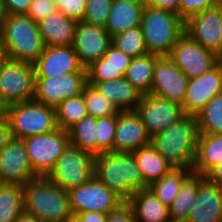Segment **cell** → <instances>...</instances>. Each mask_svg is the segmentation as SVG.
<instances>
[{
    "mask_svg": "<svg viewBox=\"0 0 222 222\" xmlns=\"http://www.w3.org/2000/svg\"><path fill=\"white\" fill-rule=\"evenodd\" d=\"M94 176L124 202L148 188L133 154L112 151L95 155Z\"/></svg>",
    "mask_w": 222,
    "mask_h": 222,
    "instance_id": "1",
    "label": "cell"
},
{
    "mask_svg": "<svg viewBox=\"0 0 222 222\" xmlns=\"http://www.w3.org/2000/svg\"><path fill=\"white\" fill-rule=\"evenodd\" d=\"M198 135L196 116L185 115L171 127L152 135L150 144L173 168L191 169Z\"/></svg>",
    "mask_w": 222,
    "mask_h": 222,
    "instance_id": "2",
    "label": "cell"
},
{
    "mask_svg": "<svg viewBox=\"0 0 222 222\" xmlns=\"http://www.w3.org/2000/svg\"><path fill=\"white\" fill-rule=\"evenodd\" d=\"M24 213L42 222H70L74 218L68 192L47 177H37L23 186Z\"/></svg>",
    "mask_w": 222,
    "mask_h": 222,
    "instance_id": "3",
    "label": "cell"
},
{
    "mask_svg": "<svg viewBox=\"0 0 222 222\" xmlns=\"http://www.w3.org/2000/svg\"><path fill=\"white\" fill-rule=\"evenodd\" d=\"M0 32L7 59L33 64L44 52L38 22L27 15H7Z\"/></svg>",
    "mask_w": 222,
    "mask_h": 222,
    "instance_id": "4",
    "label": "cell"
},
{
    "mask_svg": "<svg viewBox=\"0 0 222 222\" xmlns=\"http://www.w3.org/2000/svg\"><path fill=\"white\" fill-rule=\"evenodd\" d=\"M141 28L148 53L169 56L173 46L185 33L184 21L172 11L145 5Z\"/></svg>",
    "mask_w": 222,
    "mask_h": 222,
    "instance_id": "5",
    "label": "cell"
},
{
    "mask_svg": "<svg viewBox=\"0 0 222 222\" xmlns=\"http://www.w3.org/2000/svg\"><path fill=\"white\" fill-rule=\"evenodd\" d=\"M9 120L13 138L24 139L58 129L56 109L36 100L10 104L3 111Z\"/></svg>",
    "mask_w": 222,
    "mask_h": 222,
    "instance_id": "6",
    "label": "cell"
},
{
    "mask_svg": "<svg viewBox=\"0 0 222 222\" xmlns=\"http://www.w3.org/2000/svg\"><path fill=\"white\" fill-rule=\"evenodd\" d=\"M31 167L37 177H47L56 161L70 145L68 131H55L22 139Z\"/></svg>",
    "mask_w": 222,
    "mask_h": 222,
    "instance_id": "7",
    "label": "cell"
},
{
    "mask_svg": "<svg viewBox=\"0 0 222 222\" xmlns=\"http://www.w3.org/2000/svg\"><path fill=\"white\" fill-rule=\"evenodd\" d=\"M94 155L70 144L47 178L63 190L87 183L94 176Z\"/></svg>",
    "mask_w": 222,
    "mask_h": 222,
    "instance_id": "8",
    "label": "cell"
},
{
    "mask_svg": "<svg viewBox=\"0 0 222 222\" xmlns=\"http://www.w3.org/2000/svg\"><path fill=\"white\" fill-rule=\"evenodd\" d=\"M36 76L33 64L7 59L0 66V105L34 99Z\"/></svg>",
    "mask_w": 222,
    "mask_h": 222,
    "instance_id": "9",
    "label": "cell"
},
{
    "mask_svg": "<svg viewBox=\"0 0 222 222\" xmlns=\"http://www.w3.org/2000/svg\"><path fill=\"white\" fill-rule=\"evenodd\" d=\"M67 192L74 217L78 213L89 211L108 214L124 203L96 176H93L87 183L74 187Z\"/></svg>",
    "mask_w": 222,
    "mask_h": 222,
    "instance_id": "10",
    "label": "cell"
},
{
    "mask_svg": "<svg viewBox=\"0 0 222 222\" xmlns=\"http://www.w3.org/2000/svg\"><path fill=\"white\" fill-rule=\"evenodd\" d=\"M87 72L65 73L51 78H36L34 100L56 109L66 98L83 93Z\"/></svg>",
    "mask_w": 222,
    "mask_h": 222,
    "instance_id": "11",
    "label": "cell"
},
{
    "mask_svg": "<svg viewBox=\"0 0 222 222\" xmlns=\"http://www.w3.org/2000/svg\"><path fill=\"white\" fill-rule=\"evenodd\" d=\"M135 112L150 136L171 127L185 116L180 104L152 93L142 96Z\"/></svg>",
    "mask_w": 222,
    "mask_h": 222,
    "instance_id": "12",
    "label": "cell"
},
{
    "mask_svg": "<svg viewBox=\"0 0 222 222\" xmlns=\"http://www.w3.org/2000/svg\"><path fill=\"white\" fill-rule=\"evenodd\" d=\"M168 57L189 79L202 75L218 63L213 52L201 46L185 33L173 46Z\"/></svg>",
    "mask_w": 222,
    "mask_h": 222,
    "instance_id": "13",
    "label": "cell"
},
{
    "mask_svg": "<svg viewBox=\"0 0 222 222\" xmlns=\"http://www.w3.org/2000/svg\"><path fill=\"white\" fill-rule=\"evenodd\" d=\"M222 93V63L188 81L183 99L185 115L196 116L216 95Z\"/></svg>",
    "mask_w": 222,
    "mask_h": 222,
    "instance_id": "14",
    "label": "cell"
},
{
    "mask_svg": "<svg viewBox=\"0 0 222 222\" xmlns=\"http://www.w3.org/2000/svg\"><path fill=\"white\" fill-rule=\"evenodd\" d=\"M188 81L168 56H161L155 63L151 93L182 106Z\"/></svg>",
    "mask_w": 222,
    "mask_h": 222,
    "instance_id": "15",
    "label": "cell"
},
{
    "mask_svg": "<svg viewBox=\"0 0 222 222\" xmlns=\"http://www.w3.org/2000/svg\"><path fill=\"white\" fill-rule=\"evenodd\" d=\"M112 44V37L103 26L77 21L73 48L80 63L86 68L99 60Z\"/></svg>",
    "mask_w": 222,
    "mask_h": 222,
    "instance_id": "16",
    "label": "cell"
},
{
    "mask_svg": "<svg viewBox=\"0 0 222 222\" xmlns=\"http://www.w3.org/2000/svg\"><path fill=\"white\" fill-rule=\"evenodd\" d=\"M37 178L22 139L12 138L0 151V180L2 183L26 185Z\"/></svg>",
    "mask_w": 222,
    "mask_h": 222,
    "instance_id": "17",
    "label": "cell"
},
{
    "mask_svg": "<svg viewBox=\"0 0 222 222\" xmlns=\"http://www.w3.org/2000/svg\"><path fill=\"white\" fill-rule=\"evenodd\" d=\"M36 78H51L65 73L86 72L72 45L47 46L33 63Z\"/></svg>",
    "mask_w": 222,
    "mask_h": 222,
    "instance_id": "18",
    "label": "cell"
},
{
    "mask_svg": "<svg viewBox=\"0 0 222 222\" xmlns=\"http://www.w3.org/2000/svg\"><path fill=\"white\" fill-rule=\"evenodd\" d=\"M222 8L206 9L184 22V32L207 50L217 52L221 40Z\"/></svg>",
    "mask_w": 222,
    "mask_h": 222,
    "instance_id": "19",
    "label": "cell"
},
{
    "mask_svg": "<svg viewBox=\"0 0 222 222\" xmlns=\"http://www.w3.org/2000/svg\"><path fill=\"white\" fill-rule=\"evenodd\" d=\"M150 138L135 110L119 112L115 127L114 152L132 154L149 145Z\"/></svg>",
    "mask_w": 222,
    "mask_h": 222,
    "instance_id": "20",
    "label": "cell"
},
{
    "mask_svg": "<svg viewBox=\"0 0 222 222\" xmlns=\"http://www.w3.org/2000/svg\"><path fill=\"white\" fill-rule=\"evenodd\" d=\"M186 222H222V186L199 174L196 204Z\"/></svg>",
    "mask_w": 222,
    "mask_h": 222,
    "instance_id": "21",
    "label": "cell"
},
{
    "mask_svg": "<svg viewBox=\"0 0 222 222\" xmlns=\"http://www.w3.org/2000/svg\"><path fill=\"white\" fill-rule=\"evenodd\" d=\"M144 0H113L105 28L111 37L141 26Z\"/></svg>",
    "mask_w": 222,
    "mask_h": 222,
    "instance_id": "22",
    "label": "cell"
},
{
    "mask_svg": "<svg viewBox=\"0 0 222 222\" xmlns=\"http://www.w3.org/2000/svg\"><path fill=\"white\" fill-rule=\"evenodd\" d=\"M77 21L59 10L38 22L45 47L73 45Z\"/></svg>",
    "mask_w": 222,
    "mask_h": 222,
    "instance_id": "23",
    "label": "cell"
},
{
    "mask_svg": "<svg viewBox=\"0 0 222 222\" xmlns=\"http://www.w3.org/2000/svg\"><path fill=\"white\" fill-rule=\"evenodd\" d=\"M87 84L111 101L119 111L135 110L142 98V94L125 77L104 82H87Z\"/></svg>",
    "mask_w": 222,
    "mask_h": 222,
    "instance_id": "24",
    "label": "cell"
},
{
    "mask_svg": "<svg viewBox=\"0 0 222 222\" xmlns=\"http://www.w3.org/2000/svg\"><path fill=\"white\" fill-rule=\"evenodd\" d=\"M127 203L134 211L136 222H171L169 208L149 188L135 192Z\"/></svg>",
    "mask_w": 222,
    "mask_h": 222,
    "instance_id": "25",
    "label": "cell"
},
{
    "mask_svg": "<svg viewBox=\"0 0 222 222\" xmlns=\"http://www.w3.org/2000/svg\"><path fill=\"white\" fill-rule=\"evenodd\" d=\"M220 163H222V134H199L192 171L205 176Z\"/></svg>",
    "mask_w": 222,
    "mask_h": 222,
    "instance_id": "26",
    "label": "cell"
},
{
    "mask_svg": "<svg viewBox=\"0 0 222 222\" xmlns=\"http://www.w3.org/2000/svg\"><path fill=\"white\" fill-rule=\"evenodd\" d=\"M199 174L192 172L181 184L179 193L169 208L171 222H186L196 204Z\"/></svg>",
    "mask_w": 222,
    "mask_h": 222,
    "instance_id": "27",
    "label": "cell"
},
{
    "mask_svg": "<svg viewBox=\"0 0 222 222\" xmlns=\"http://www.w3.org/2000/svg\"><path fill=\"white\" fill-rule=\"evenodd\" d=\"M141 171L144 183L149 187L165 175L172 166L151 144L132 153Z\"/></svg>",
    "mask_w": 222,
    "mask_h": 222,
    "instance_id": "28",
    "label": "cell"
},
{
    "mask_svg": "<svg viewBox=\"0 0 222 222\" xmlns=\"http://www.w3.org/2000/svg\"><path fill=\"white\" fill-rule=\"evenodd\" d=\"M160 56L147 53L146 55L132 58L124 77L144 95L151 93L153 72L156 60Z\"/></svg>",
    "mask_w": 222,
    "mask_h": 222,
    "instance_id": "29",
    "label": "cell"
},
{
    "mask_svg": "<svg viewBox=\"0 0 222 222\" xmlns=\"http://www.w3.org/2000/svg\"><path fill=\"white\" fill-rule=\"evenodd\" d=\"M189 168H171L158 181L152 183L148 188L167 207L179 193L182 182L192 173Z\"/></svg>",
    "mask_w": 222,
    "mask_h": 222,
    "instance_id": "30",
    "label": "cell"
},
{
    "mask_svg": "<svg viewBox=\"0 0 222 222\" xmlns=\"http://www.w3.org/2000/svg\"><path fill=\"white\" fill-rule=\"evenodd\" d=\"M23 213V186L2 183L0 185V222H15Z\"/></svg>",
    "mask_w": 222,
    "mask_h": 222,
    "instance_id": "31",
    "label": "cell"
},
{
    "mask_svg": "<svg viewBox=\"0 0 222 222\" xmlns=\"http://www.w3.org/2000/svg\"><path fill=\"white\" fill-rule=\"evenodd\" d=\"M87 116L88 110L83 94L64 99L56 108L57 126L65 131Z\"/></svg>",
    "mask_w": 222,
    "mask_h": 222,
    "instance_id": "32",
    "label": "cell"
},
{
    "mask_svg": "<svg viewBox=\"0 0 222 222\" xmlns=\"http://www.w3.org/2000/svg\"><path fill=\"white\" fill-rule=\"evenodd\" d=\"M97 118L87 116L68 130L70 144L96 155Z\"/></svg>",
    "mask_w": 222,
    "mask_h": 222,
    "instance_id": "33",
    "label": "cell"
},
{
    "mask_svg": "<svg viewBox=\"0 0 222 222\" xmlns=\"http://www.w3.org/2000/svg\"><path fill=\"white\" fill-rule=\"evenodd\" d=\"M199 134H222V93L196 115Z\"/></svg>",
    "mask_w": 222,
    "mask_h": 222,
    "instance_id": "34",
    "label": "cell"
},
{
    "mask_svg": "<svg viewBox=\"0 0 222 222\" xmlns=\"http://www.w3.org/2000/svg\"><path fill=\"white\" fill-rule=\"evenodd\" d=\"M112 44L131 58L143 56L148 53L141 26L128 29L113 36Z\"/></svg>",
    "mask_w": 222,
    "mask_h": 222,
    "instance_id": "35",
    "label": "cell"
},
{
    "mask_svg": "<svg viewBox=\"0 0 222 222\" xmlns=\"http://www.w3.org/2000/svg\"><path fill=\"white\" fill-rule=\"evenodd\" d=\"M82 94L87 106L88 116L101 118L119 114L120 111L116 106L102 96L93 86L87 84Z\"/></svg>",
    "mask_w": 222,
    "mask_h": 222,
    "instance_id": "36",
    "label": "cell"
},
{
    "mask_svg": "<svg viewBox=\"0 0 222 222\" xmlns=\"http://www.w3.org/2000/svg\"><path fill=\"white\" fill-rule=\"evenodd\" d=\"M117 115L97 118L96 155L114 152Z\"/></svg>",
    "mask_w": 222,
    "mask_h": 222,
    "instance_id": "37",
    "label": "cell"
},
{
    "mask_svg": "<svg viewBox=\"0 0 222 222\" xmlns=\"http://www.w3.org/2000/svg\"><path fill=\"white\" fill-rule=\"evenodd\" d=\"M87 82H104L124 77L121 71H117L105 57L92 62L86 67Z\"/></svg>",
    "mask_w": 222,
    "mask_h": 222,
    "instance_id": "38",
    "label": "cell"
},
{
    "mask_svg": "<svg viewBox=\"0 0 222 222\" xmlns=\"http://www.w3.org/2000/svg\"><path fill=\"white\" fill-rule=\"evenodd\" d=\"M113 0H86L83 21L105 27Z\"/></svg>",
    "mask_w": 222,
    "mask_h": 222,
    "instance_id": "39",
    "label": "cell"
},
{
    "mask_svg": "<svg viewBox=\"0 0 222 222\" xmlns=\"http://www.w3.org/2000/svg\"><path fill=\"white\" fill-rule=\"evenodd\" d=\"M213 7V0H180L179 16L185 22L195 14Z\"/></svg>",
    "mask_w": 222,
    "mask_h": 222,
    "instance_id": "40",
    "label": "cell"
},
{
    "mask_svg": "<svg viewBox=\"0 0 222 222\" xmlns=\"http://www.w3.org/2000/svg\"><path fill=\"white\" fill-rule=\"evenodd\" d=\"M57 10V5L53 0H33L26 15L33 21L39 22Z\"/></svg>",
    "mask_w": 222,
    "mask_h": 222,
    "instance_id": "41",
    "label": "cell"
},
{
    "mask_svg": "<svg viewBox=\"0 0 222 222\" xmlns=\"http://www.w3.org/2000/svg\"><path fill=\"white\" fill-rule=\"evenodd\" d=\"M57 8L65 16L82 21L86 10V0H60Z\"/></svg>",
    "mask_w": 222,
    "mask_h": 222,
    "instance_id": "42",
    "label": "cell"
},
{
    "mask_svg": "<svg viewBox=\"0 0 222 222\" xmlns=\"http://www.w3.org/2000/svg\"><path fill=\"white\" fill-rule=\"evenodd\" d=\"M109 63L117 70L121 71L123 75L128 69L132 58L118 49L114 44L108 47V50L103 55Z\"/></svg>",
    "mask_w": 222,
    "mask_h": 222,
    "instance_id": "43",
    "label": "cell"
},
{
    "mask_svg": "<svg viewBox=\"0 0 222 222\" xmlns=\"http://www.w3.org/2000/svg\"><path fill=\"white\" fill-rule=\"evenodd\" d=\"M106 222H136V218L131 206L124 202L116 210L108 213Z\"/></svg>",
    "mask_w": 222,
    "mask_h": 222,
    "instance_id": "44",
    "label": "cell"
},
{
    "mask_svg": "<svg viewBox=\"0 0 222 222\" xmlns=\"http://www.w3.org/2000/svg\"><path fill=\"white\" fill-rule=\"evenodd\" d=\"M33 0H3L7 15H26Z\"/></svg>",
    "mask_w": 222,
    "mask_h": 222,
    "instance_id": "45",
    "label": "cell"
},
{
    "mask_svg": "<svg viewBox=\"0 0 222 222\" xmlns=\"http://www.w3.org/2000/svg\"><path fill=\"white\" fill-rule=\"evenodd\" d=\"M12 138L9 120L3 112L0 114V151Z\"/></svg>",
    "mask_w": 222,
    "mask_h": 222,
    "instance_id": "46",
    "label": "cell"
},
{
    "mask_svg": "<svg viewBox=\"0 0 222 222\" xmlns=\"http://www.w3.org/2000/svg\"><path fill=\"white\" fill-rule=\"evenodd\" d=\"M144 1H145V5L147 6L169 10L179 15L180 0H144Z\"/></svg>",
    "mask_w": 222,
    "mask_h": 222,
    "instance_id": "47",
    "label": "cell"
},
{
    "mask_svg": "<svg viewBox=\"0 0 222 222\" xmlns=\"http://www.w3.org/2000/svg\"><path fill=\"white\" fill-rule=\"evenodd\" d=\"M108 218V214L89 211L78 213L74 219L77 222H106Z\"/></svg>",
    "mask_w": 222,
    "mask_h": 222,
    "instance_id": "48",
    "label": "cell"
},
{
    "mask_svg": "<svg viewBox=\"0 0 222 222\" xmlns=\"http://www.w3.org/2000/svg\"><path fill=\"white\" fill-rule=\"evenodd\" d=\"M205 177L212 183L222 186V163L214 166Z\"/></svg>",
    "mask_w": 222,
    "mask_h": 222,
    "instance_id": "49",
    "label": "cell"
},
{
    "mask_svg": "<svg viewBox=\"0 0 222 222\" xmlns=\"http://www.w3.org/2000/svg\"><path fill=\"white\" fill-rule=\"evenodd\" d=\"M15 222H42L38 218L28 215L26 213L21 214Z\"/></svg>",
    "mask_w": 222,
    "mask_h": 222,
    "instance_id": "50",
    "label": "cell"
},
{
    "mask_svg": "<svg viewBox=\"0 0 222 222\" xmlns=\"http://www.w3.org/2000/svg\"><path fill=\"white\" fill-rule=\"evenodd\" d=\"M7 60V54L2 39V34L0 32V66Z\"/></svg>",
    "mask_w": 222,
    "mask_h": 222,
    "instance_id": "51",
    "label": "cell"
},
{
    "mask_svg": "<svg viewBox=\"0 0 222 222\" xmlns=\"http://www.w3.org/2000/svg\"><path fill=\"white\" fill-rule=\"evenodd\" d=\"M6 16H7V13L5 11L3 0H0V30L3 25V22L6 19Z\"/></svg>",
    "mask_w": 222,
    "mask_h": 222,
    "instance_id": "52",
    "label": "cell"
},
{
    "mask_svg": "<svg viewBox=\"0 0 222 222\" xmlns=\"http://www.w3.org/2000/svg\"><path fill=\"white\" fill-rule=\"evenodd\" d=\"M221 26H222V24H221ZM215 56H216L217 61L222 63V31H221V40L219 43V48H218L217 52L215 53Z\"/></svg>",
    "mask_w": 222,
    "mask_h": 222,
    "instance_id": "53",
    "label": "cell"
},
{
    "mask_svg": "<svg viewBox=\"0 0 222 222\" xmlns=\"http://www.w3.org/2000/svg\"><path fill=\"white\" fill-rule=\"evenodd\" d=\"M214 7L222 8V0H213Z\"/></svg>",
    "mask_w": 222,
    "mask_h": 222,
    "instance_id": "54",
    "label": "cell"
},
{
    "mask_svg": "<svg viewBox=\"0 0 222 222\" xmlns=\"http://www.w3.org/2000/svg\"><path fill=\"white\" fill-rule=\"evenodd\" d=\"M53 1L56 3L57 6L60 4V0H53Z\"/></svg>",
    "mask_w": 222,
    "mask_h": 222,
    "instance_id": "55",
    "label": "cell"
},
{
    "mask_svg": "<svg viewBox=\"0 0 222 222\" xmlns=\"http://www.w3.org/2000/svg\"><path fill=\"white\" fill-rule=\"evenodd\" d=\"M4 111L3 107L0 105V114H2Z\"/></svg>",
    "mask_w": 222,
    "mask_h": 222,
    "instance_id": "56",
    "label": "cell"
},
{
    "mask_svg": "<svg viewBox=\"0 0 222 222\" xmlns=\"http://www.w3.org/2000/svg\"><path fill=\"white\" fill-rule=\"evenodd\" d=\"M70 222H77L74 218Z\"/></svg>",
    "mask_w": 222,
    "mask_h": 222,
    "instance_id": "57",
    "label": "cell"
}]
</instances>
